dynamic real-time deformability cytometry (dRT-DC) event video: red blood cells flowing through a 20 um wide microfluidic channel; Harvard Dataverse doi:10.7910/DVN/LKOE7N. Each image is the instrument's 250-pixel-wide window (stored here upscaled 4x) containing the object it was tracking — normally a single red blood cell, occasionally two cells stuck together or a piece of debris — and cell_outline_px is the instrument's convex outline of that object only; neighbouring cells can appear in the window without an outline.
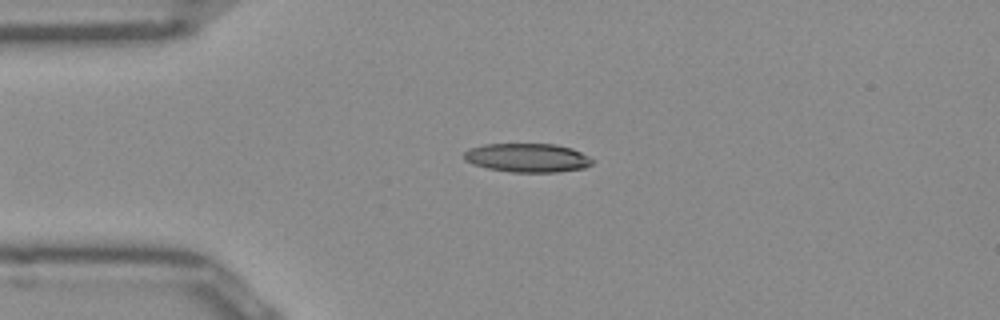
{"species": "Egyptian fruit bat (a non-hibernating species)", "species_latin": "Rousettus aegyptiacus", "temperature_condition": "room temperature", "stored_images_in_passage": 40, "camera_frame_rate_fps": 3000, "um_per_image_px": 0.085, "frame": {"image": 1, "passage_image": 1, "time_ms": 0.0, "image_size_px": [1000, 320], "cell_outline_px": [[596, 160], [592, 164], [584, 168], [556, 172], [508, 172], [488, 168], [472, 164], [464, 160], [464, 152], [472, 148], [484, 144], [556, 144], [572, 148]], "centroid_in_image_um": [44.85, 13.41], "position_along_channel_um": 40.1, "area_um2": 21.62}}
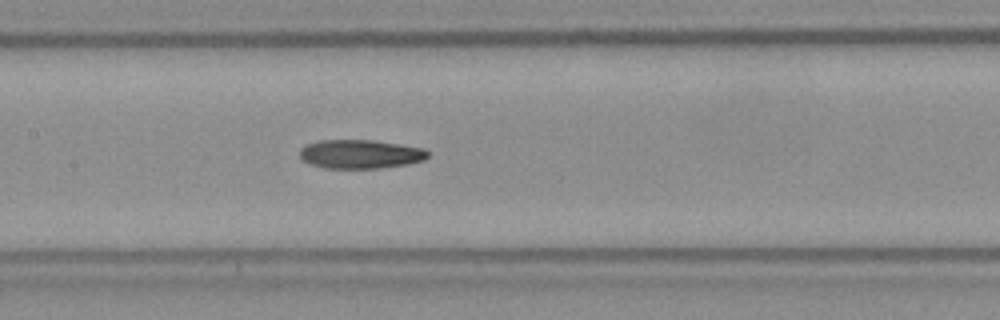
{"frame": {"image": 2, "passage_image": 13, "time_ms": 4.0, "image_size_px": [1000, 320], "cell_outline_px": [[428, 156], [424, 160], [408, 164], [380, 168], [324, 168], [308, 164], [300, 160], [300, 148], [308, 144], [320, 140], [372, 140], [424, 148], [428, 152]], "centroid_in_image_um": [30.59, 13.1], "position_along_channel_um": 176.8, "area_um2": 21.62}}
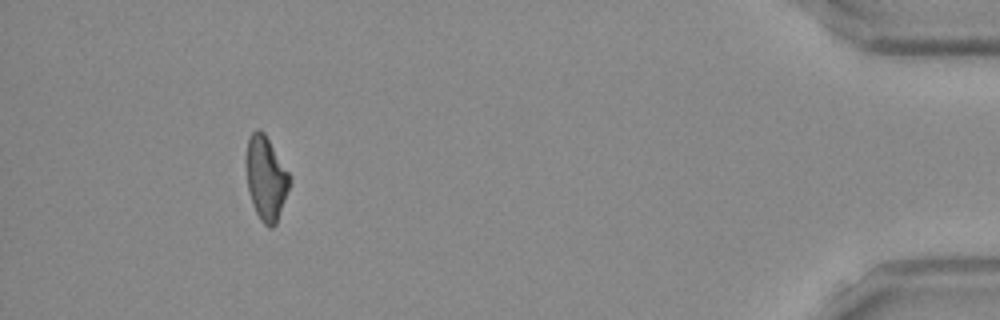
{"frame": {"image": 3, "passage_image": 36, "time_ms": 11.667, "image_size_px": [1000, 320], "cell_outline_px": [[292, 180], [276, 224], [272, 228], [268, 228], [260, 220], [252, 204], [248, 192], [248, 140], [252, 132], [256, 128], [260, 128], [264, 132], [288, 172]], "centroid_in_image_um": [22.64, 15.19], "position_along_channel_um": 412.6, "area_um2": 20.81}, "authors_computed_cell_mechanics": {"area_um2": 21.6172, "velocity_mm_per_s": 3.9552, "shape_relaxation_time_tau1_ms": null, "shape_relaxation_time_tau2_ms": 4.122, "deformation_change_tau1": null, "deformation_change_tau2": 0.1335}}